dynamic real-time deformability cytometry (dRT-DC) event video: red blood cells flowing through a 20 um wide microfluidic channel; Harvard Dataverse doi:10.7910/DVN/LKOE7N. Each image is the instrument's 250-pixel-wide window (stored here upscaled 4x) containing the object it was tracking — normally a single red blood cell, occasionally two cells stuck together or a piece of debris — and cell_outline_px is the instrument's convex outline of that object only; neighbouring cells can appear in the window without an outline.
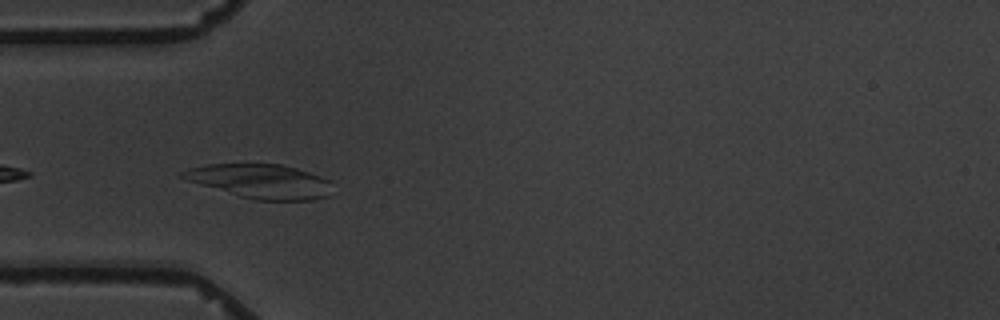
{"species": "common noctule bat (a hibernating species)", "species_latin": "Nyctalus noctula", "temperature_condition": "warm", "stored_images_in_passage": 6, "camera_frame_rate_fps": 3000, "um_per_image_px": 0.085, "animal": {"sex": "male", "body_mass_g": 19.5, "forearm_length_mm": 54.6}, "frame": {"image": 1, "passage_image": 5, "time_ms": 5.333, "image_size_px": [1000, 320], "cell_outline_px": [[332, 196], [312, 200], [256, 200], [240, 196], [188, 180], [176, 176], [180, 172], [188, 168], [208, 164], [280, 164], [296, 168], [332, 180]], "centroid_in_image_um": [22.2, 15.41], "position_along_channel_um": 62.8, "area_um2": 29.88}}
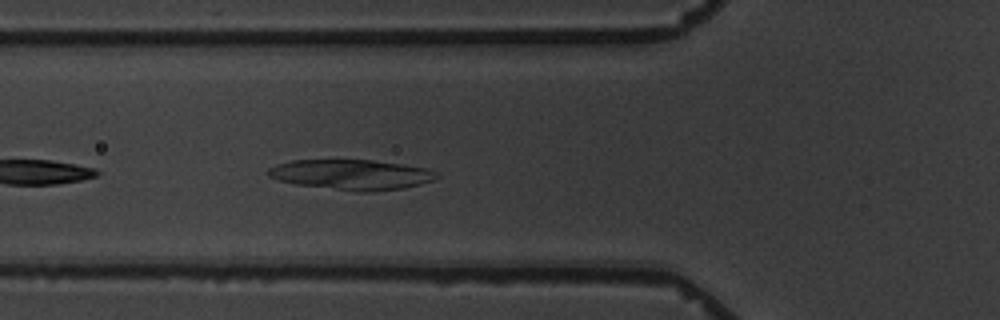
{"frame": {"image": 2, "passage_image": 6, "time_ms": 6.333, "image_size_px": [1000, 320], "cell_outline_px": [[440, 176], [432, 180], [420, 184], [404, 188], [372, 192], [360, 192], [296, 184], [280, 180], [268, 176], [268, 168], [276, 164], [292, 160], [372, 160], [428, 168], [440, 172]], "centroid_in_image_um": [29.92, 14.84], "position_along_channel_um": 95.9, "area_um2": 29.65}}